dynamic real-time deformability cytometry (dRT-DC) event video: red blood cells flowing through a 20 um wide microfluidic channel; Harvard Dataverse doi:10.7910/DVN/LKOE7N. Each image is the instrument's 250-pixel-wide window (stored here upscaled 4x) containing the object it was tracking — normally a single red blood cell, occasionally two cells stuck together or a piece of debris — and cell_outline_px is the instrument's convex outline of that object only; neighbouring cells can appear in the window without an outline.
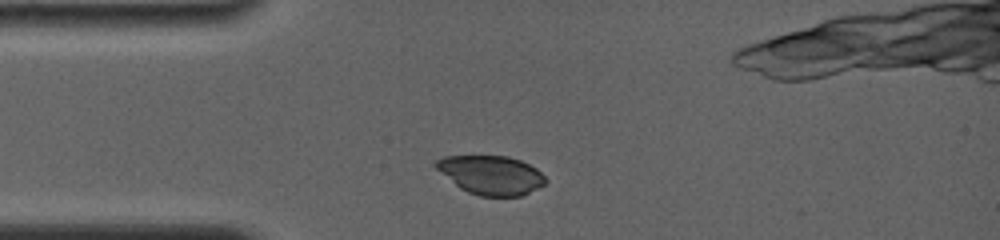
{"species": "common noctule bat (a hibernating species)", "species_latin": "Nyctalus noctula", "temperature_condition": "room temperature", "stored_images_in_passage": 3, "camera_frame_rate_fps": 4000, "um_per_image_px": 0.085, "animal": {"sex": "female", "body_mass_g": 19.0, "forearm_length_mm": 56.7}, "frame": {"image": 1, "passage_image": 1, "time_ms": 0.0, "image_size_px": [1000, 240], "cell_outline_px": [[548, 180], [544, 184], [520, 196], [480, 196], [468, 192], [460, 188], [436, 168], [432, 164], [436, 160], [444, 156], [508, 156], [520, 160], [536, 168]], "centroid_in_image_um": [41.72, 14.87], "position_along_channel_um": 43.3, "area_um2": 24.62}}
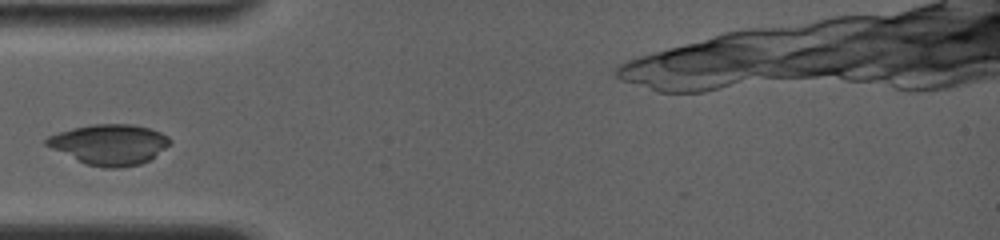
{"frame": {"image": 2, "passage_image": 2, "time_ms": 1.25, "image_size_px": [1000, 240], "cell_outline_px": [[172, 140], [164, 148], [148, 160], [140, 164], [120, 168], [104, 168], [88, 164], [52, 148], [44, 144], [44, 140], [48, 136], [72, 128], [92, 124], [132, 124], [148, 128], [160, 132], [168, 136]], "centroid_in_image_um": [9.3, 12.27], "position_along_channel_um": 75.7, "area_um2": 28.61}}
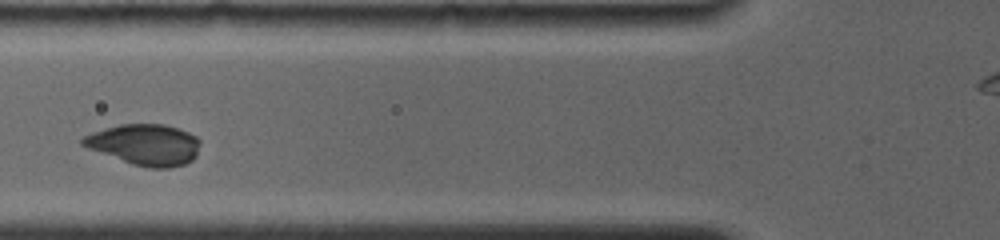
{"frame": {"image": 3, "passage_image": 3, "time_ms": 2.25, "image_size_px": [1000, 240], "cell_outline_px": [[200, 144], [196, 156], [192, 160], [184, 164], [168, 168], [148, 168], [132, 164], [88, 148], [80, 144], [80, 140], [84, 136], [92, 132], [120, 124], [164, 124], [188, 132], [196, 136], [200, 140]], "centroid_in_image_um": [12.32, 12.29], "position_along_channel_um": 113.5, "area_um2": 27.98}}